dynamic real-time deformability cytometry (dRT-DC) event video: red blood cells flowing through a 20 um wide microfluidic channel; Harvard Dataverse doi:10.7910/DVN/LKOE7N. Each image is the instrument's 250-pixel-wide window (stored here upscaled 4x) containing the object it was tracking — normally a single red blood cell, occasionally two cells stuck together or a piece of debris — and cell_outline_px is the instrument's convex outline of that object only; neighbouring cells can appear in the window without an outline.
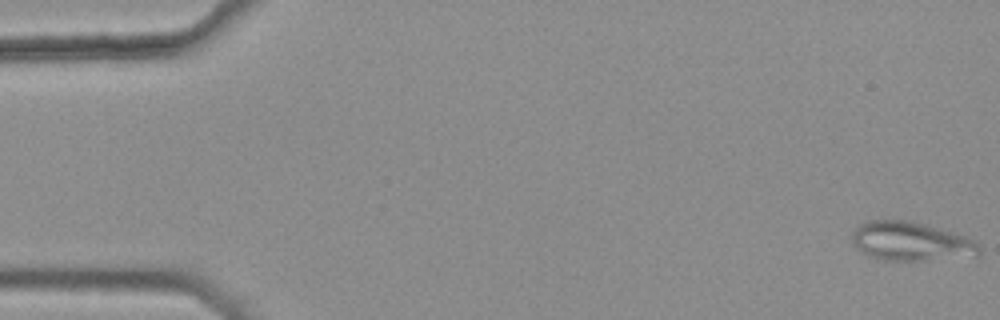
{"species": "common noctule bat (a hibernating species)", "species_latin": "Nyctalus noctula", "temperature_condition": "warm", "stored_images_in_passage": 14, "camera_frame_rate_fps": 3000, "um_per_image_px": 0.085, "animal": {"sex": "female", "body_mass_g": 25.1}, "frame": {"image": 1, "passage_image": 1, "time_ms": 0.0, "image_size_px": [1000, 320], "cell_outline_px": [[980, 256], [924, 260], [884, 260], [872, 256], [856, 248], [852, 240], [852, 232], [860, 224], [868, 220], [912, 220], [952, 232], [976, 240], [980, 248]], "centroid_in_image_um": [77.46, 20.51], "position_along_channel_um": 7.5, "area_um2": 28.84}}